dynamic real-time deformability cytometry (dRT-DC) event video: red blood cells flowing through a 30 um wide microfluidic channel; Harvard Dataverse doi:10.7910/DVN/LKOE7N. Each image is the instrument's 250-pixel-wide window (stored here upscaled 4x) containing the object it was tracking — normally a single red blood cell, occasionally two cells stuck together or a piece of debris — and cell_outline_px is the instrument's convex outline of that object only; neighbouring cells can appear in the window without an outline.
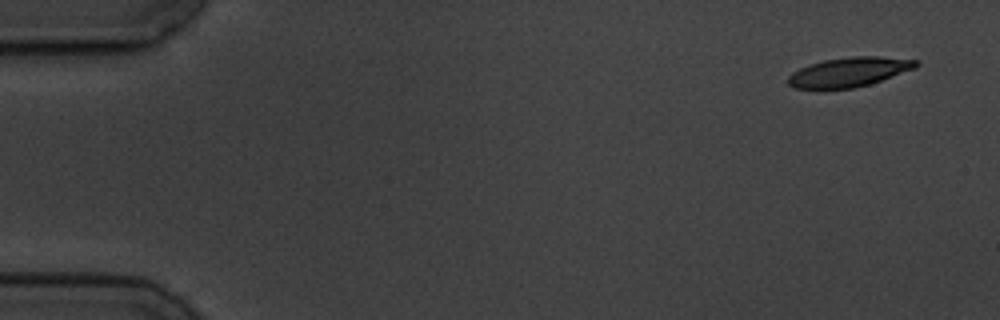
{"species": "common noctule bat (a hibernating species)", "species_latin": "Nyctalus noctula", "temperature_condition": "cold", "stored_images_in_passage": 5, "camera_frame_rate_fps": 3000, "um_per_image_px": 0.085, "animal": {"sex": "male", "body_mass_g": 19.5, "forearm_length_mm": 54.6}, "frame": {"image": 1, "passage_image": 1, "time_ms": 0.0, "image_size_px": [1000, 320], "cell_outline_px": [[920, 64], [916, 68], [872, 84], [852, 88], [796, 88], [788, 84], [788, 76], [792, 72], [800, 68], [824, 60], [852, 56], [880, 56], [920, 60]], "centroid_in_image_um": [72.25, 6.11], "position_along_channel_um": 12.8, "area_um2": 21.96}}
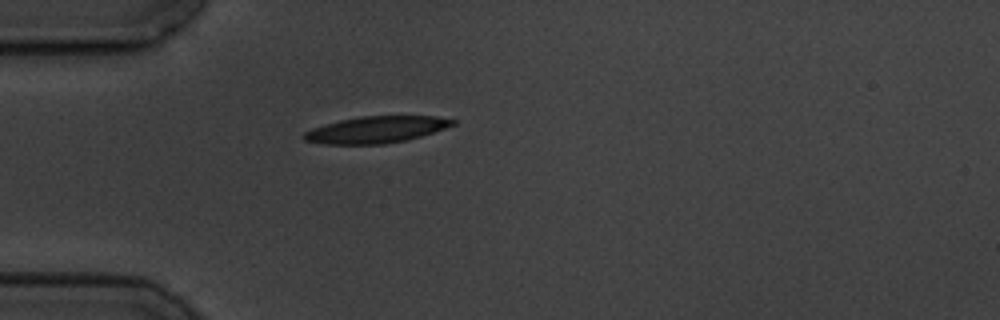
{"frame": {"image": 2, "passage_image": 5, "time_ms": 4.333, "image_size_px": [1000, 320], "cell_outline_px": [[456, 124], [420, 136], [404, 140], [384, 144], [324, 144], [304, 140], [304, 132], [312, 128], [324, 124], [340, 120], [360, 116], [436, 116], [456, 120]], "centroid_in_image_um": [31.96, 11.01], "position_along_channel_um": 53.0, "area_um2": 22.89}}